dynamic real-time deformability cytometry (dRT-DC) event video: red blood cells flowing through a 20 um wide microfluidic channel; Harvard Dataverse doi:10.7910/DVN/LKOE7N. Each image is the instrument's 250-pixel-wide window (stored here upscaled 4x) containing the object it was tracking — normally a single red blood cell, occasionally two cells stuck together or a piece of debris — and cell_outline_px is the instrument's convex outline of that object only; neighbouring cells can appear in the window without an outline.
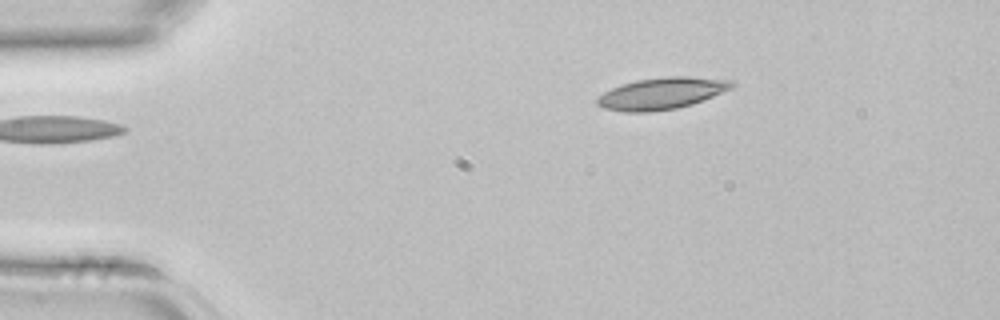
{"species": "common noctule bat (a hibernating species)", "species_latin": "Nyctalus noctula", "temperature_condition": "room temperature", "stored_images_in_passage": 2, "camera_frame_rate_fps": 3000, "um_per_image_px": 0.085, "animal": {"sex": "female", "body_mass_g": 22.7, "forearm_length_mm": 54.2}, "frame": {"image": 1, "passage_image": 2, "time_ms": 0.333, "image_size_px": [1000, 320], "cell_outline_px": [[736, 84], [732, 88], [692, 104], [676, 108], [652, 112], [624, 112], [604, 108], [596, 104], [596, 100], [604, 92], [612, 88], [636, 80], [664, 76], [688, 76], [736, 80]], "centroid_in_image_um": [56.27, 7.93], "position_along_channel_um": 28.7, "area_um2": 24.91}}